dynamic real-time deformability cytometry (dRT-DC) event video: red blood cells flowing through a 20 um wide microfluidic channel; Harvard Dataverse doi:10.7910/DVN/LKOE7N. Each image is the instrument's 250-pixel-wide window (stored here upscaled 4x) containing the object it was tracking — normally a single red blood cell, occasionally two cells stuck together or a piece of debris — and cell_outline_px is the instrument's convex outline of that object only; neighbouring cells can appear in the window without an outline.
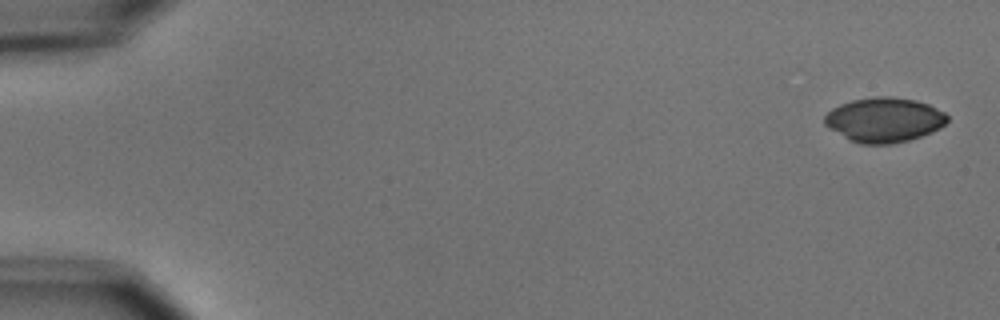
{"species": "common noctule bat (a hibernating species)", "species_latin": "Nyctalus noctula", "temperature_condition": "cold", "stored_images_in_passage": 6, "camera_frame_rate_fps": 3000, "um_per_image_px": 0.085, "animal": {"sex": "male", "body_mass_g": 15.6}, "frame": {"image": 1, "passage_image": 1, "time_ms": 0.0, "image_size_px": [1000, 320], "cell_outline_px": [[948, 120], [940, 128], [932, 132], [908, 140], [892, 144], [860, 144], [848, 140], [828, 128], [824, 124], [824, 116], [832, 108], [840, 104], [852, 100], [876, 96], [892, 96], [916, 100], [928, 104], [944, 112], [948, 116]], "centroid_in_image_um": [75.13, 10.19], "position_along_channel_um": 9.9, "area_um2": 32.14}}